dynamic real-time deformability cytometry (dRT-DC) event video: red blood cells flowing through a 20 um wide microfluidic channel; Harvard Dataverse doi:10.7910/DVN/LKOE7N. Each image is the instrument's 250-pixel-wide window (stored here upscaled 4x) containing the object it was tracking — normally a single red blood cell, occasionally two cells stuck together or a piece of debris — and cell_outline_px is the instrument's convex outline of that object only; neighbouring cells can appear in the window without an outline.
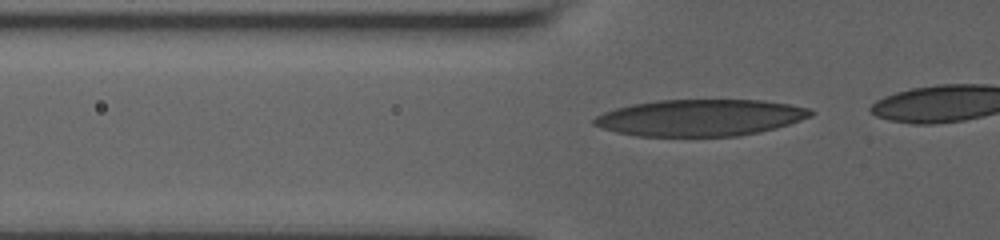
{"species": "human", "species_latin": "Homo sapiens", "temperature_condition": "room temperature", "stored_images_in_passage": 22, "camera_frame_rate_fps": 3000, "um_per_image_px": 0.085, "donor": {"sex": "male"}, "frame": {"image": 1, "passage_image": 2, "time_ms": 0.333, "image_size_px": [1000, 240], "cell_outline_px": [[816, 112], [812, 116], [776, 128], [760, 132], [736, 136], [636, 136], [616, 132], [592, 124], [592, 120], [596, 116], [604, 112], [616, 108], [632, 104], [656, 100], [760, 100], [788, 104], [812, 108]], "centroid_in_image_um": [59.54, 10.0], "position_along_channel_um": 66.3, "area_um2": 46.3}}
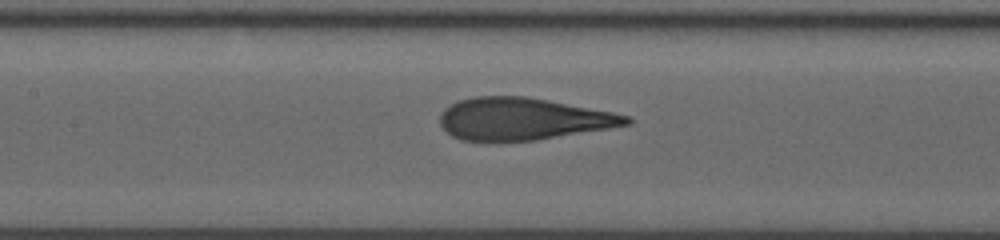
{"frame": {"image": 2, "passage_image": 10, "time_ms": 3.0, "image_size_px": [1000, 240], "cell_outline_px": [[632, 124], [536, 140], [460, 140], [452, 136], [440, 124], [440, 116], [444, 108], [456, 100], [476, 96], [524, 96], [548, 100], [612, 112], [628, 116], [632, 120]], "centroid_in_image_um": [44.41, 10.09], "position_along_channel_um": 163.0, "area_um2": 45.37}}
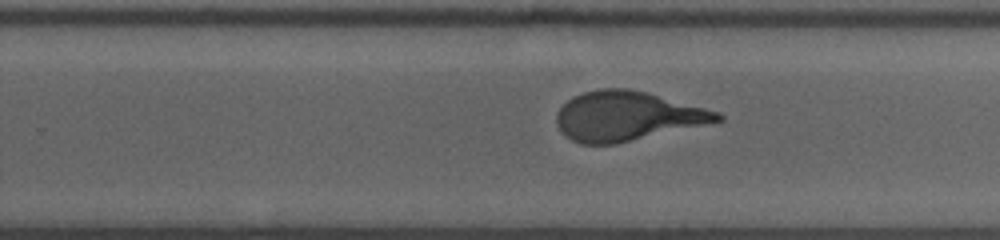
{"frame": {"image": 3, "passage_image": 19, "time_ms": 6.0, "image_size_px": [1000, 240], "cell_outline_px": [[724, 120], [616, 144], [580, 144], [572, 140], [556, 124], [556, 112], [572, 96], [584, 92], [600, 88], [628, 88], [648, 92], [720, 112], [724, 116]], "centroid_in_image_um": [53.31, 9.86], "position_along_channel_um": 276.5, "area_um2": 46.18}}